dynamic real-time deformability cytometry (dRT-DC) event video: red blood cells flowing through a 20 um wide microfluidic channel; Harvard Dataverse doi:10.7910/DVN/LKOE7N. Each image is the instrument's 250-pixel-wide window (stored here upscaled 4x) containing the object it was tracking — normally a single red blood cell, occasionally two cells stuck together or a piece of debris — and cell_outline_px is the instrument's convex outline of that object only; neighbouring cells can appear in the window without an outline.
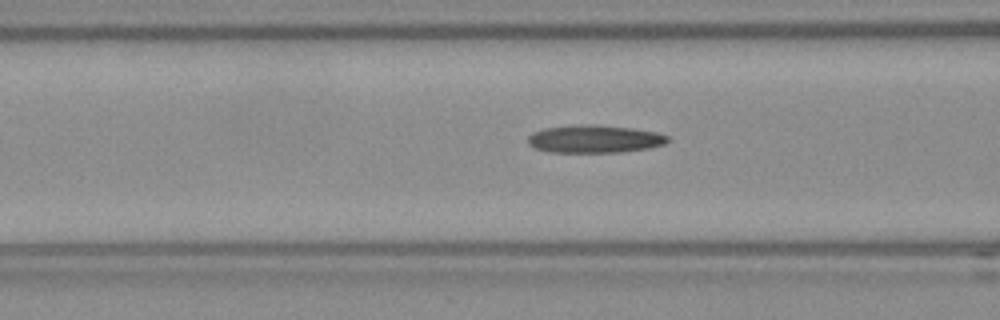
{"species": "Egyptian fruit bat (a non-hibernating species)", "species_latin": "Rousettus aegyptiacus", "temperature_condition": "room temperature", "stored_images_in_passage": 33, "camera_frame_rate_fps": 3000, "um_per_image_px": 0.085, "frame": {"image": 1, "passage_image": 6, "time_ms": 1.667, "image_size_px": [1000, 320], "cell_outline_px": [[668, 140], [664, 144], [648, 148], [620, 152], [548, 152], [536, 148], [528, 144], [528, 136], [532, 132], [544, 128], [632, 128], [656, 132], [668, 136]], "centroid_in_image_um": [50.54, 11.88], "position_along_channel_um": 116.1, "area_um2": 21.15}, "authors_computed_cell_mechanics": {"area_um2": 21.7328, "velocity_mm_per_s": 3.8156, "shape_relaxation_time_tau1_ms": null, "shape_relaxation_time_tau2_ms": 3.0987, "deformation_change_tau1": null, "deformation_change_tau2": 0.1464}}